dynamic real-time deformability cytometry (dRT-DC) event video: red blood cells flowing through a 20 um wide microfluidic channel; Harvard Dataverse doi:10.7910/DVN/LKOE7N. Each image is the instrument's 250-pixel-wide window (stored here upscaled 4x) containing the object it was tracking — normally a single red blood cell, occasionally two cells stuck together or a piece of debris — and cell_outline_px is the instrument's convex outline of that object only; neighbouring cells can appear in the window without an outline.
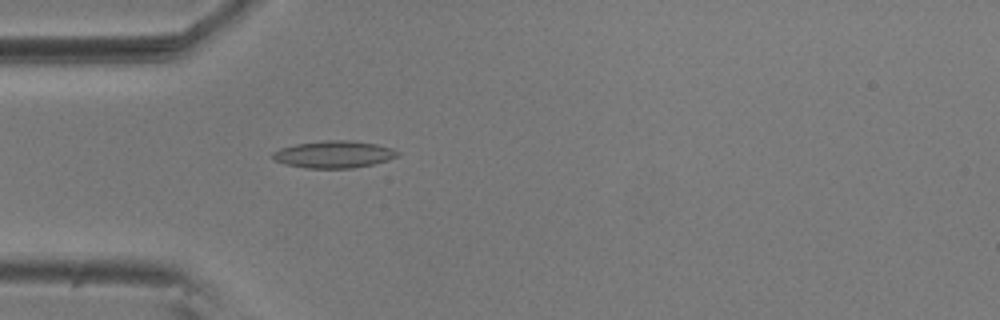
{"species": "common noctule bat (a hibernating species)", "species_latin": "Nyctalus noctula", "temperature_condition": "room temperature", "stored_images_in_passage": 55, "camera_frame_rate_fps": 3000, "um_per_image_px": 0.085, "animal": {"sex": "male", "body_mass_g": 20.5, "forearm_length_mm": 52.5}, "frame": {"image": 1, "passage_image": 16, "time_ms": 5.0, "image_size_px": [1000, 320], "cell_outline_px": [[400, 156], [388, 160], [372, 164], [352, 168], [304, 168], [284, 164], [272, 160], [272, 152], [280, 148], [296, 144], [324, 140], [352, 140], [376, 144], [392, 148], [400, 152]], "centroid_in_image_um": [28.37, 13.12], "position_along_channel_um": 56.6, "area_um2": 19.94}}
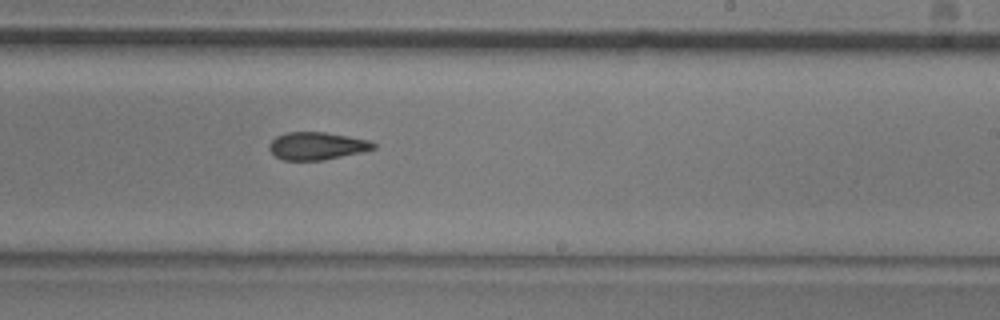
{"frame": {"image": 2, "passage_image": 33, "time_ms": 10.667, "image_size_px": [1000, 320], "cell_outline_px": [[376, 148], [364, 152], [320, 160], [284, 160], [276, 156], [268, 148], [268, 144], [276, 136], [288, 132], [324, 132], [348, 136], [368, 140], [376, 144]], "centroid_in_image_um": [26.94, 12.4], "position_along_channel_um": 262.1, "area_um2": 16.7}}
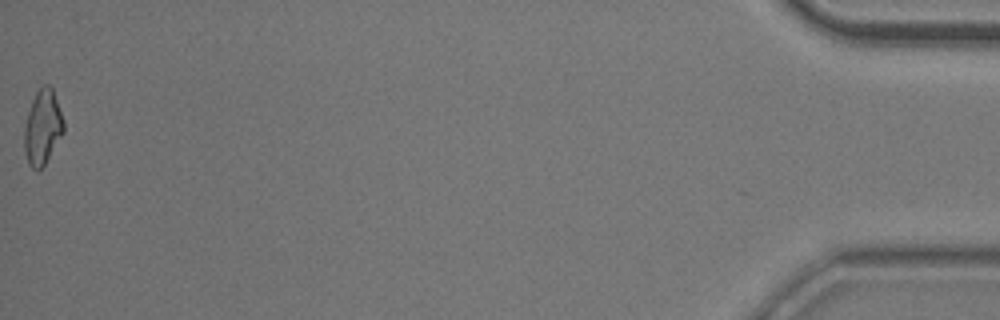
{"frame": {"image": 3, "passage_image": 55, "time_ms": 18.0, "image_size_px": [1000, 320], "cell_outline_px": [[64, 132], [44, 164], [36, 172], [28, 164], [24, 152], [24, 128], [28, 112], [32, 100], [36, 92], [44, 84], [48, 84], [52, 88], [64, 120]], "centroid_in_image_um": [3.61, 10.83], "position_along_channel_um": 431.6, "area_um2": 17.05}, "authors_computed_cell_mechanics": {"area_um2": 17.4556, "velocity_mm_per_s": 3.6818, "shape_relaxation_time_tau1_ms": 5.4772, "shape_relaxation_time_tau2_ms": 3.8884, "deformation_change_tau1": 0.1423, "deformation_change_tau2": 0.1237}}